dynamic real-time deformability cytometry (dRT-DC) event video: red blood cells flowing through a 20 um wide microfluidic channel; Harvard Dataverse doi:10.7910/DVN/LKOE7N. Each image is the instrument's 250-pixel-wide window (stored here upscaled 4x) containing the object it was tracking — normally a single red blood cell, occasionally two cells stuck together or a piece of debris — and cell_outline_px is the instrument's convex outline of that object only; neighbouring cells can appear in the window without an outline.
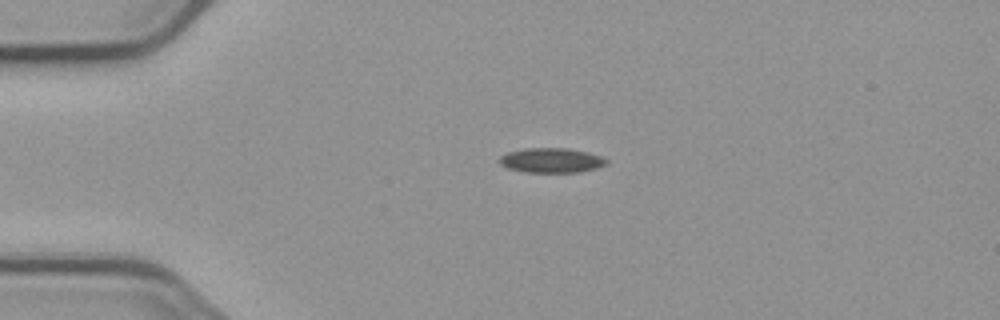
{"species": "common noctule bat (a hibernating species)", "species_latin": "Nyctalus noctula", "temperature_condition": "cold", "stored_images_in_passage": 4, "camera_frame_rate_fps": 3000, "um_per_image_px": 0.085, "animal": {"sex": "male", "body_mass_g": 23.1, "forearm_length_mm": 52.7}, "frame": {"image": 1, "passage_image": 4, "time_ms": 4.0, "image_size_px": [1000, 320], "cell_outline_px": [[608, 164], [596, 168], [580, 172], [524, 172], [508, 168], [500, 164], [500, 156], [508, 152], [524, 148], [568, 148], [588, 152], [600, 156], [608, 160]], "centroid_in_image_um": [46.88, 13.63], "position_along_channel_um": 38.1, "area_um2": 15.43}}